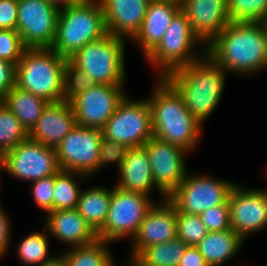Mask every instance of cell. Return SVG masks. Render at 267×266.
Listing matches in <instances>:
<instances>
[{
  "label": "cell",
  "mask_w": 267,
  "mask_h": 266,
  "mask_svg": "<svg viewBox=\"0 0 267 266\" xmlns=\"http://www.w3.org/2000/svg\"><path fill=\"white\" fill-rule=\"evenodd\" d=\"M95 83L90 75L76 67L70 60L64 66L63 100L71 102L76 96L88 90Z\"/></svg>",
  "instance_id": "cell-34"
},
{
  "label": "cell",
  "mask_w": 267,
  "mask_h": 266,
  "mask_svg": "<svg viewBox=\"0 0 267 266\" xmlns=\"http://www.w3.org/2000/svg\"><path fill=\"white\" fill-rule=\"evenodd\" d=\"M4 171L12 177L34 182L60 171L56 150L30 138L4 153Z\"/></svg>",
  "instance_id": "cell-13"
},
{
  "label": "cell",
  "mask_w": 267,
  "mask_h": 266,
  "mask_svg": "<svg viewBox=\"0 0 267 266\" xmlns=\"http://www.w3.org/2000/svg\"><path fill=\"white\" fill-rule=\"evenodd\" d=\"M128 149V147L119 142L102 137L100 142L98 171L100 172L102 168L112 163H116L117 165L115 166L120 170Z\"/></svg>",
  "instance_id": "cell-36"
},
{
  "label": "cell",
  "mask_w": 267,
  "mask_h": 266,
  "mask_svg": "<svg viewBox=\"0 0 267 266\" xmlns=\"http://www.w3.org/2000/svg\"><path fill=\"white\" fill-rule=\"evenodd\" d=\"M18 0H0V29L16 30Z\"/></svg>",
  "instance_id": "cell-39"
},
{
  "label": "cell",
  "mask_w": 267,
  "mask_h": 266,
  "mask_svg": "<svg viewBox=\"0 0 267 266\" xmlns=\"http://www.w3.org/2000/svg\"><path fill=\"white\" fill-rule=\"evenodd\" d=\"M151 1H161V0H151ZM171 1H180V0H171Z\"/></svg>",
  "instance_id": "cell-46"
},
{
  "label": "cell",
  "mask_w": 267,
  "mask_h": 266,
  "mask_svg": "<svg viewBox=\"0 0 267 266\" xmlns=\"http://www.w3.org/2000/svg\"><path fill=\"white\" fill-rule=\"evenodd\" d=\"M230 224L244 241L248 235L267 228V191L235 184L229 194Z\"/></svg>",
  "instance_id": "cell-15"
},
{
  "label": "cell",
  "mask_w": 267,
  "mask_h": 266,
  "mask_svg": "<svg viewBox=\"0 0 267 266\" xmlns=\"http://www.w3.org/2000/svg\"><path fill=\"white\" fill-rule=\"evenodd\" d=\"M205 54L206 45L194 33L189 20L180 9L171 19L162 40L144 58L152 68L158 70L157 78L165 77L171 71L195 62Z\"/></svg>",
  "instance_id": "cell-6"
},
{
  "label": "cell",
  "mask_w": 267,
  "mask_h": 266,
  "mask_svg": "<svg viewBox=\"0 0 267 266\" xmlns=\"http://www.w3.org/2000/svg\"><path fill=\"white\" fill-rule=\"evenodd\" d=\"M178 266H209L196 246H188Z\"/></svg>",
  "instance_id": "cell-42"
},
{
  "label": "cell",
  "mask_w": 267,
  "mask_h": 266,
  "mask_svg": "<svg viewBox=\"0 0 267 266\" xmlns=\"http://www.w3.org/2000/svg\"><path fill=\"white\" fill-rule=\"evenodd\" d=\"M124 85L94 84L76 96L70 104L81 127L102 129L127 96Z\"/></svg>",
  "instance_id": "cell-16"
},
{
  "label": "cell",
  "mask_w": 267,
  "mask_h": 266,
  "mask_svg": "<svg viewBox=\"0 0 267 266\" xmlns=\"http://www.w3.org/2000/svg\"><path fill=\"white\" fill-rule=\"evenodd\" d=\"M60 7L47 0H18L16 31L26 49H51Z\"/></svg>",
  "instance_id": "cell-11"
},
{
  "label": "cell",
  "mask_w": 267,
  "mask_h": 266,
  "mask_svg": "<svg viewBox=\"0 0 267 266\" xmlns=\"http://www.w3.org/2000/svg\"><path fill=\"white\" fill-rule=\"evenodd\" d=\"M127 95L101 129L104 138L128 148L143 147L152 137L151 107L146 99Z\"/></svg>",
  "instance_id": "cell-9"
},
{
  "label": "cell",
  "mask_w": 267,
  "mask_h": 266,
  "mask_svg": "<svg viewBox=\"0 0 267 266\" xmlns=\"http://www.w3.org/2000/svg\"><path fill=\"white\" fill-rule=\"evenodd\" d=\"M29 138V132L0 101V151L8 152Z\"/></svg>",
  "instance_id": "cell-31"
},
{
  "label": "cell",
  "mask_w": 267,
  "mask_h": 266,
  "mask_svg": "<svg viewBox=\"0 0 267 266\" xmlns=\"http://www.w3.org/2000/svg\"><path fill=\"white\" fill-rule=\"evenodd\" d=\"M180 9L206 46L231 22L227 0H180Z\"/></svg>",
  "instance_id": "cell-18"
},
{
  "label": "cell",
  "mask_w": 267,
  "mask_h": 266,
  "mask_svg": "<svg viewBox=\"0 0 267 266\" xmlns=\"http://www.w3.org/2000/svg\"><path fill=\"white\" fill-rule=\"evenodd\" d=\"M20 123L30 132L37 124L48 101L14 86L1 100Z\"/></svg>",
  "instance_id": "cell-25"
},
{
  "label": "cell",
  "mask_w": 267,
  "mask_h": 266,
  "mask_svg": "<svg viewBox=\"0 0 267 266\" xmlns=\"http://www.w3.org/2000/svg\"><path fill=\"white\" fill-rule=\"evenodd\" d=\"M109 244L97 239L88 245L68 248L62 255L68 266H116Z\"/></svg>",
  "instance_id": "cell-28"
},
{
  "label": "cell",
  "mask_w": 267,
  "mask_h": 266,
  "mask_svg": "<svg viewBox=\"0 0 267 266\" xmlns=\"http://www.w3.org/2000/svg\"><path fill=\"white\" fill-rule=\"evenodd\" d=\"M40 266H68V263L62 253H59L58 255L56 254L51 260L44 262Z\"/></svg>",
  "instance_id": "cell-43"
},
{
  "label": "cell",
  "mask_w": 267,
  "mask_h": 266,
  "mask_svg": "<svg viewBox=\"0 0 267 266\" xmlns=\"http://www.w3.org/2000/svg\"><path fill=\"white\" fill-rule=\"evenodd\" d=\"M31 194L45 214L53 211L54 175L31 182Z\"/></svg>",
  "instance_id": "cell-37"
},
{
  "label": "cell",
  "mask_w": 267,
  "mask_h": 266,
  "mask_svg": "<svg viewBox=\"0 0 267 266\" xmlns=\"http://www.w3.org/2000/svg\"><path fill=\"white\" fill-rule=\"evenodd\" d=\"M154 203L147 195L125 191L114 185L106 220L97 232L98 239L110 243L126 238L132 240Z\"/></svg>",
  "instance_id": "cell-8"
},
{
  "label": "cell",
  "mask_w": 267,
  "mask_h": 266,
  "mask_svg": "<svg viewBox=\"0 0 267 266\" xmlns=\"http://www.w3.org/2000/svg\"><path fill=\"white\" fill-rule=\"evenodd\" d=\"M66 61L52 49H26L16 65L15 86L48 102L62 101Z\"/></svg>",
  "instance_id": "cell-5"
},
{
  "label": "cell",
  "mask_w": 267,
  "mask_h": 266,
  "mask_svg": "<svg viewBox=\"0 0 267 266\" xmlns=\"http://www.w3.org/2000/svg\"><path fill=\"white\" fill-rule=\"evenodd\" d=\"M112 197V189L91 186L81 191L76 210L97 233L104 225Z\"/></svg>",
  "instance_id": "cell-26"
},
{
  "label": "cell",
  "mask_w": 267,
  "mask_h": 266,
  "mask_svg": "<svg viewBox=\"0 0 267 266\" xmlns=\"http://www.w3.org/2000/svg\"><path fill=\"white\" fill-rule=\"evenodd\" d=\"M50 1L54 4H56L59 7H63L66 5H74V4H79L85 0H47Z\"/></svg>",
  "instance_id": "cell-44"
},
{
  "label": "cell",
  "mask_w": 267,
  "mask_h": 266,
  "mask_svg": "<svg viewBox=\"0 0 267 266\" xmlns=\"http://www.w3.org/2000/svg\"><path fill=\"white\" fill-rule=\"evenodd\" d=\"M102 131L76 125L55 148L60 170L88 177L98 173Z\"/></svg>",
  "instance_id": "cell-12"
},
{
  "label": "cell",
  "mask_w": 267,
  "mask_h": 266,
  "mask_svg": "<svg viewBox=\"0 0 267 266\" xmlns=\"http://www.w3.org/2000/svg\"><path fill=\"white\" fill-rule=\"evenodd\" d=\"M188 246L178 237L144 248L124 266H178Z\"/></svg>",
  "instance_id": "cell-27"
},
{
  "label": "cell",
  "mask_w": 267,
  "mask_h": 266,
  "mask_svg": "<svg viewBox=\"0 0 267 266\" xmlns=\"http://www.w3.org/2000/svg\"><path fill=\"white\" fill-rule=\"evenodd\" d=\"M177 237L187 246H197L207 235L208 230L199 215L176 210Z\"/></svg>",
  "instance_id": "cell-33"
},
{
  "label": "cell",
  "mask_w": 267,
  "mask_h": 266,
  "mask_svg": "<svg viewBox=\"0 0 267 266\" xmlns=\"http://www.w3.org/2000/svg\"><path fill=\"white\" fill-rule=\"evenodd\" d=\"M25 50L21 35L16 30L0 29V59L17 65Z\"/></svg>",
  "instance_id": "cell-35"
},
{
  "label": "cell",
  "mask_w": 267,
  "mask_h": 266,
  "mask_svg": "<svg viewBox=\"0 0 267 266\" xmlns=\"http://www.w3.org/2000/svg\"><path fill=\"white\" fill-rule=\"evenodd\" d=\"M199 216L208 232H218L232 229L230 224L228 201L223 205L207 209Z\"/></svg>",
  "instance_id": "cell-38"
},
{
  "label": "cell",
  "mask_w": 267,
  "mask_h": 266,
  "mask_svg": "<svg viewBox=\"0 0 267 266\" xmlns=\"http://www.w3.org/2000/svg\"><path fill=\"white\" fill-rule=\"evenodd\" d=\"M3 171H4V153L0 151V174H2Z\"/></svg>",
  "instance_id": "cell-45"
},
{
  "label": "cell",
  "mask_w": 267,
  "mask_h": 266,
  "mask_svg": "<svg viewBox=\"0 0 267 266\" xmlns=\"http://www.w3.org/2000/svg\"><path fill=\"white\" fill-rule=\"evenodd\" d=\"M151 0H100L107 33L132 41L140 30Z\"/></svg>",
  "instance_id": "cell-20"
},
{
  "label": "cell",
  "mask_w": 267,
  "mask_h": 266,
  "mask_svg": "<svg viewBox=\"0 0 267 266\" xmlns=\"http://www.w3.org/2000/svg\"><path fill=\"white\" fill-rule=\"evenodd\" d=\"M231 22H266L267 0H227Z\"/></svg>",
  "instance_id": "cell-32"
},
{
  "label": "cell",
  "mask_w": 267,
  "mask_h": 266,
  "mask_svg": "<svg viewBox=\"0 0 267 266\" xmlns=\"http://www.w3.org/2000/svg\"><path fill=\"white\" fill-rule=\"evenodd\" d=\"M226 74L207 54L168 73L164 78L183 98L191 115L201 124L214 112L224 93Z\"/></svg>",
  "instance_id": "cell-2"
},
{
  "label": "cell",
  "mask_w": 267,
  "mask_h": 266,
  "mask_svg": "<svg viewBox=\"0 0 267 266\" xmlns=\"http://www.w3.org/2000/svg\"><path fill=\"white\" fill-rule=\"evenodd\" d=\"M11 219L7 215V211L0 204V258H3L8 253L11 240Z\"/></svg>",
  "instance_id": "cell-41"
},
{
  "label": "cell",
  "mask_w": 267,
  "mask_h": 266,
  "mask_svg": "<svg viewBox=\"0 0 267 266\" xmlns=\"http://www.w3.org/2000/svg\"><path fill=\"white\" fill-rule=\"evenodd\" d=\"M236 182L215 179L209 175L187 172L183 182L167 198L176 210L200 215L210 208L223 205Z\"/></svg>",
  "instance_id": "cell-10"
},
{
  "label": "cell",
  "mask_w": 267,
  "mask_h": 266,
  "mask_svg": "<svg viewBox=\"0 0 267 266\" xmlns=\"http://www.w3.org/2000/svg\"><path fill=\"white\" fill-rule=\"evenodd\" d=\"M107 34L100 0H85L60 7L51 49L69 60L91 41Z\"/></svg>",
  "instance_id": "cell-4"
},
{
  "label": "cell",
  "mask_w": 267,
  "mask_h": 266,
  "mask_svg": "<svg viewBox=\"0 0 267 266\" xmlns=\"http://www.w3.org/2000/svg\"><path fill=\"white\" fill-rule=\"evenodd\" d=\"M118 173L120 178L115 186L120 189L149 197L151 192L157 189L152 178L149 156L144 147L129 148Z\"/></svg>",
  "instance_id": "cell-23"
},
{
  "label": "cell",
  "mask_w": 267,
  "mask_h": 266,
  "mask_svg": "<svg viewBox=\"0 0 267 266\" xmlns=\"http://www.w3.org/2000/svg\"><path fill=\"white\" fill-rule=\"evenodd\" d=\"M125 46V39L107 33L86 44L69 60L87 72L95 84L124 85Z\"/></svg>",
  "instance_id": "cell-7"
},
{
  "label": "cell",
  "mask_w": 267,
  "mask_h": 266,
  "mask_svg": "<svg viewBox=\"0 0 267 266\" xmlns=\"http://www.w3.org/2000/svg\"><path fill=\"white\" fill-rule=\"evenodd\" d=\"M245 241L232 229L208 232L196 246L209 266H221L235 257Z\"/></svg>",
  "instance_id": "cell-24"
},
{
  "label": "cell",
  "mask_w": 267,
  "mask_h": 266,
  "mask_svg": "<svg viewBox=\"0 0 267 266\" xmlns=\"http://www.w3.org/2000/svg\"><path fill=\"white\" fill-rule=\"evenodd\" d=\"M149 156L154 185L166 199L183 182L186 169V149L152 137L143 146Z\"/></svg>",
  "instance_id": "cell-14"
},
{
  "label": "cell",
  "mask_w": 267,
  "mask_h": 266,
  "mask_svg": "<svg viewBox=\"0 0 267 266\" xmlns=\"http://www.w3.org/2000/svg\"><path fill=\"white\" fill-rule=\"evenodd\" d=\"M76 125L74 109L69 102H49L29 132V138L55 149Z\"/></svg>",
  "instance_id": "cell-19"
},
{
  "label": "cell",
  "mask_w": 267,
  "mask_h": 266,
  "mask_svg": "<svg viewBox=\"0 0 267 266\" xmlns=\"http://www.w3.org/2000/svg\"><path fill=\"white\" fill-rule=\"evenodd\" d=\"M180 10V1H150L142 26L132 39L146 57L162 40L173 16Z\"/></svg>",
  "instance_id": "cell-22"
},
{
  "label": "cell",
  "mask_w": 267,
  "mask_h": 266,
  "mask_svg": "<svg viewBox=\"0 0 267 266\" xmlns=\"http://www.w3.org/2000/svg\"><path fill=\"white\" fill-rule=\"evenodd\" d=\"M160 203H154L148 210L132 238L128 259L135 258L144 248L166 243L177 237L176 209L167 198Z\"/></svg>",
  "instance_id": "cell-17"
},
{
  "label": "cell",
  "mask_w": 267,
  "mask_h": 266,
  "mask_svg": "<svg viewBox=\"0 0 267 266\" xmlns=\"http://www.w3.org/2000/svg\"><path fill=\"white\" fill-rule=\"evenodd\" d=\"M44 220L49 235L67 248L88 245L98 239L97 233L76 209L48 212Z\"/></svg>",
  "instance_id": "cell-21"
},
{
  "label": "cell",
  "mask_w": 267,
  "mask_h": 266,
  "mask_svg": "<svg viewBox=\"0 0 267 266\" xmlns=\"http://www.w3.org/2000/svg\"><path fill=\"white\" fill-rule=\"evenodd\" d=\"M206 54L227 73L254 75L267 69V23L230 22Z\"/></svg>",
  "instance_id": "cell-1"
},
{
  "label": "cell",
  "mask_w": 267,
  "mask_h": 266,
  "mask_svg": "<svg viewBox=\"0 0 267 266\" xmlns=\"http://www.w3.org/2000/svg\"><path fill=\"white\" fill-rule=\"evenodd\" d=\"M16 65L0 59V101L15 86Z\"/></svg>",
  "instance_id": "cell-40"
},
{
  "label": "cell",
  "mask_w": 267,
  "mask_h": 266,
  "mask_svg": "<svg viewBox=\"0 0 267 266\" xmlns=\"http://www.w3.org/2000/svg\"><path fill=\"white\" fill-rule=\"evenodd\" d=\"M87 177L81 173L62 170L55 174L53 211L76 209L82 191L79 185L82 178L88 179Z\"/></svg>",
  "instance_id": "cell-29"
},
{
  "label": "cell",
  "mask_w": 267,
  "mask_h": 266,
  "mask_svg": "<svg viewBox=\"0 0 267 266\" xmlns=\"http://www.w3.org/2000/svg\"><path fill=\"white\" fill-rule=\"evenodd\" d=\"M156 80L151 96L147 98L153 137L178 145L191 154L201 139L203 125L191 115L183 98L164 77Z\"/></svg>",
  "instance_id": "cell-3"
},
{
  "label": "cell",
  "mask_w": 267,
  "mask_h": 266,
  "mask_svg": "<svg viewBox=\"0 0 267 266\" xmlns=\"http://www.w3.org/2000/svg\"><path fill=\"white\" fill-rule=\"evenodd\" d=\"M43 232H31L19 241L16 253L18 259L25 266H40L51 260L55 255L49 253V238L51 237L43 227ZM50 254V255H49Z\"/></svg>",
  "instance_id": "cell-30"
}]
</instances>
